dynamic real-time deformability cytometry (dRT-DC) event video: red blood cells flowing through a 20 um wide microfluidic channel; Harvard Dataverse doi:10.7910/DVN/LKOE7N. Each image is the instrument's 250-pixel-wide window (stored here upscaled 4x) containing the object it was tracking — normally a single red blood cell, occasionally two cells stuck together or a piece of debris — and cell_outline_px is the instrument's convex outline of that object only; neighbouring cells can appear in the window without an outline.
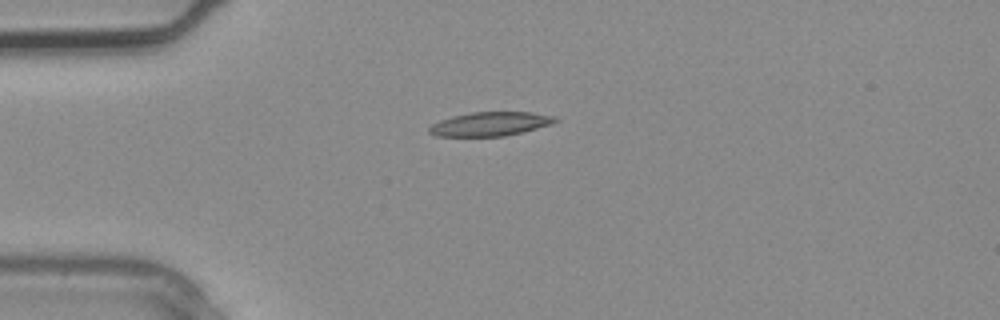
{"species": "common noctule bat (a hibernating species)", "species_latin": "Nyctalus noctula", "temperature_condition": "warm", "stored_images_in_passage": 3, "camera_frame_rate_fps": 3000, "um_per_image_px": 0.085, "animal": {"sex": "male", "body_mass_g": 20.4}, "frame": {"image": 1, "passage_image": 3, "time_ms": 0.667, "image_size_px": [1000, 320], "cell_outline_px": [[560, 120], [552, 124], [504, 136], [436, 136], [428, 132], [428, 128], [432, 124], [440, 120], [452, 116], [472, 112], [532, 112], [556, 116]], "centroid_in_image_um": [41.67, 10.53], "position_along_channel_um": 43.3, "area_um2": 17.57}}